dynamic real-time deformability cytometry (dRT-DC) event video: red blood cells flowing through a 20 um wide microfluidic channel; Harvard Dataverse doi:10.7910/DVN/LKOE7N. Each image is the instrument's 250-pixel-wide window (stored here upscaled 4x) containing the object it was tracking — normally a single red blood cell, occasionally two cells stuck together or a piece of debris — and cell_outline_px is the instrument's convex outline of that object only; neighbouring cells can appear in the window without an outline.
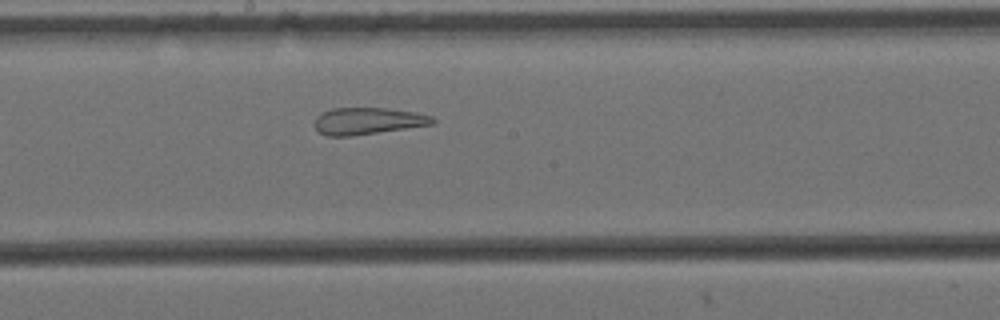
{"species": "Egyptian fruit bat (a non-hibernating species)", "species_latin": "Rousettus aegyptiacus", "temperature_condition": "cold", "stored_images_in_passage": 5, "camera_frame_rate_fps": 3000, "um_per_image_px": 0.085, "animal": {"sex": "female"}, "frame": {"image": 1, "passage_image": 5, "time_ms": 1.333, "image_size_px": [1000, 320], "cell_outline_px": [[436, 124], [352, 136], [328, 136], [320, 132], [316, 128], [316, 116], [332, 108], [384, 108], [416, 112], [432, 116], [436, 120]], "centroid_in_image_um": [31.32, 10.28], "position_along_channel_um": 216.9, "area_um2": 18.44}}